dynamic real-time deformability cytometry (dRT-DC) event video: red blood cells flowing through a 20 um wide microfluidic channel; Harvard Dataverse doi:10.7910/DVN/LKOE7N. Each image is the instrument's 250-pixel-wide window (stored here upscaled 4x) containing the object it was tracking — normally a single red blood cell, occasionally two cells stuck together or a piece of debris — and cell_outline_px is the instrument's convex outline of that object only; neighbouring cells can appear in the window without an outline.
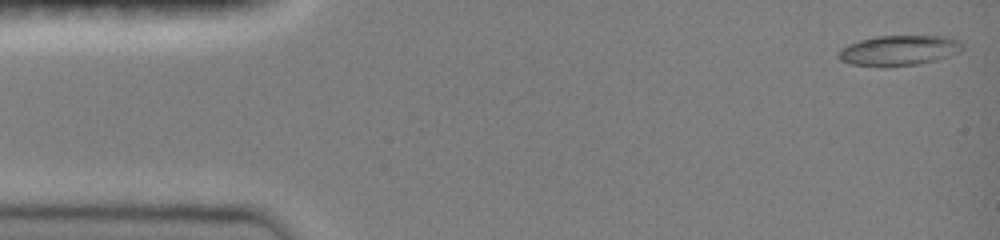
{"species": "common noctule bat (a hibernating species)", "species_latin": "Nyctalus noctula", "temperature_condition": "room temperature", "stored_images_in_passage": 45, "camera_frame_rate_fps": 3000, "um_per_image_px": 0.085, "animal": {"sex": "female", "body_mass_g": 19.0, "forearm_length_mm": 51.5}, "frame": {"image": 1, "passage_image": 1, "time_ms": 0.0, "image_size_px": [1000, 240], "cell_outline_px": [[964, 48], [960, 52], [948, 56], [916, 64], [884, 68], [852, 64], [840, 60], [836, 56], [836, 52], [840, 48], [848, 44], [860, 40], [876, 36], [948, 36], [960, 40], [964, 44]], "centroid_in_image_um": [76.38, 4.29], "position_along_channel_um": 8.6, "area_um2": 22.2}}
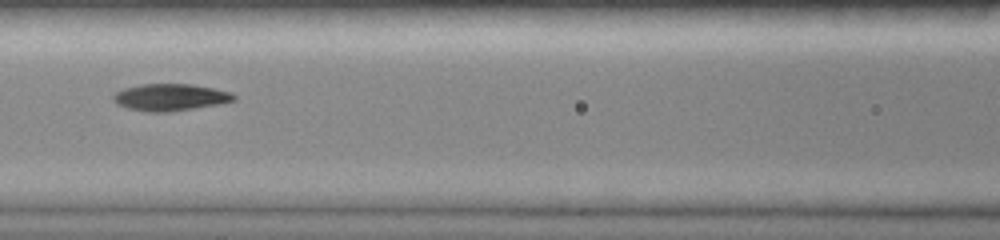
{"frame": {"image": 2, "passage_image": 20, "time_ms": 6.333, "image_size_px": [1000, 240], "cell_outline_px": [[236, 100], [216, 104], [168, 112], [148, 112], [128, 108], [116, 104], [112, 100], [112, 96], [116, 92], [124, 88], [140, 84], [192, 84], [232, 92], [236, 96]], "centroid_in_image_um": [14.44, 8.26], "position_along_channel_um": 152.2, "area_um2": 18.84}}
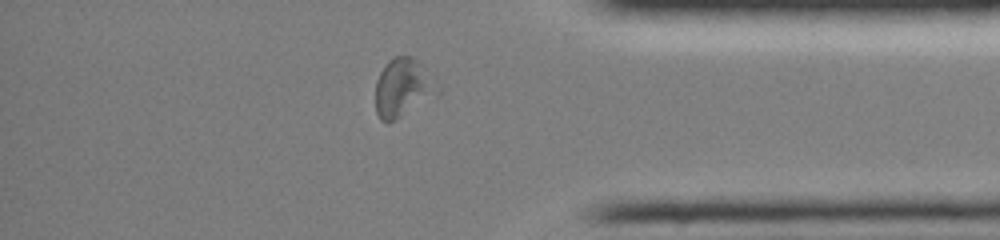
{"frame": {"image": 3, "passage_image": 39, "time_ms": 12.667, "image_size_px": [1000, 240], "cell_outline_px": [[420, 88], [400, 116], [392, 120], [380, 120], [376, 112], [376, 80], [384, 64], [388, 60], [396, 56], [412, 56], [420, 64]], "centroid_in_image_um": [33.73, 7.35], "position_along_channel_um": 401.5, "area_um2": 16.07}, "authors_computed_cell_mechanics": {"area_um2": 19.4786, "velocity_mm_per_s": 4.0584, "shape_relaxation_time_tau1_ms": 6.1177, "shape_relaxation_time_tau2_ms": 4.4794, "deformation_change_tau1": 0.2082, "deformation_change_tau2": 0.1154}}